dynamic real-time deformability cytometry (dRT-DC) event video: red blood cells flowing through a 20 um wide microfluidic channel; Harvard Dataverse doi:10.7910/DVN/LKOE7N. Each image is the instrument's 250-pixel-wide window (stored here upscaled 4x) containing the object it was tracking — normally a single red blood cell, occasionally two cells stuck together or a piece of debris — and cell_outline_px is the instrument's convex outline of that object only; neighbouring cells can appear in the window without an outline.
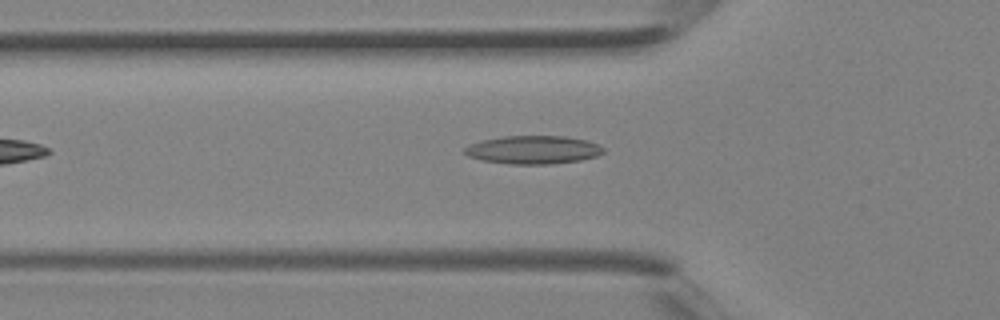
{"species": "Egyptian fruit bat (a non-hibernating species)", "species_latin": "Rousettus aegyptiacus", "temperature_condition": "room temperature", "stored_images_in_passage": 4, "camera_frame_rate_fps": 3000, "um_per_image_px": 0.085, "animal": {"sex": "female"}, "frame": {"image": 1, "passage_image": 4, "time_ms": 1.0, "image_size_px": [1000, 320], "cell_outline_px": [[604, 152], [596, 156], [580, 160], [552, 164], [512, 164], [484, 160], [468, 156], [464, 152], [464, 148], [480, 140], [504, 136], [568, 136], [588, 140], [600, 144], [604, 148]], "centroid_in_image_um": [45.37, 12.72], "position_along_channel_um": 80.4, "area_um2": 22.89}}